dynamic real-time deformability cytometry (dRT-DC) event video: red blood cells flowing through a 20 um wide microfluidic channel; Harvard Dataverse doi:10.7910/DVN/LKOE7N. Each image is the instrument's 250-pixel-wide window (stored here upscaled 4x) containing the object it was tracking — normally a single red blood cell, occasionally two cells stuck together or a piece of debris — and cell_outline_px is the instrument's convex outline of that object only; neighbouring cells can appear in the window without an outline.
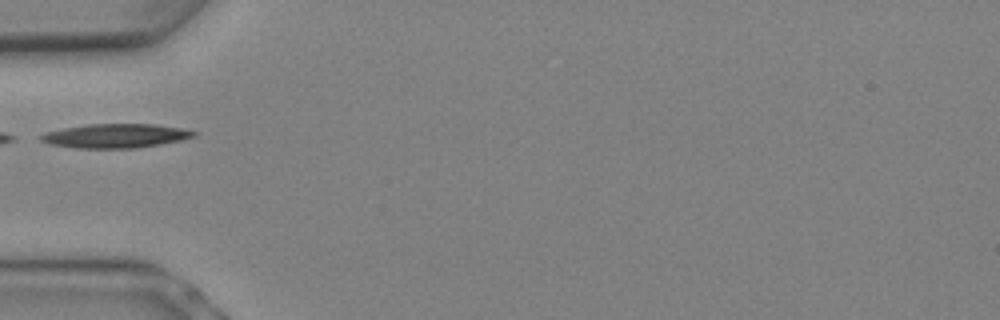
{"species": "Egyptian fruit bat (a non-hibernating species)", "species_latin": "Rousettus aegyptiacus", "temperature_condition": "warm", "stored_images_in_passage": 9, "camera_frame_rate_fps": 3000, "um_per_image_px": 0.085, "animal": {"sex": "female"}, "frame": {"image": 1, "passage_image": 7, "time_ms": 2.0, "image_size_px": [1000, 320], "cell_outline_px": [[200, 132], [196, 136], [180, 140], [160, 144], [136, 148], [76, 148], [48, 144], [40, 140], [40, 136], [44, 132], [64, 128], [88, 124], [152, 124], [180, 128]], "centroid_in_image_um": [9.81, 11.55], "position_along_channel_um": 75.2, "area_um2": 21.44}}
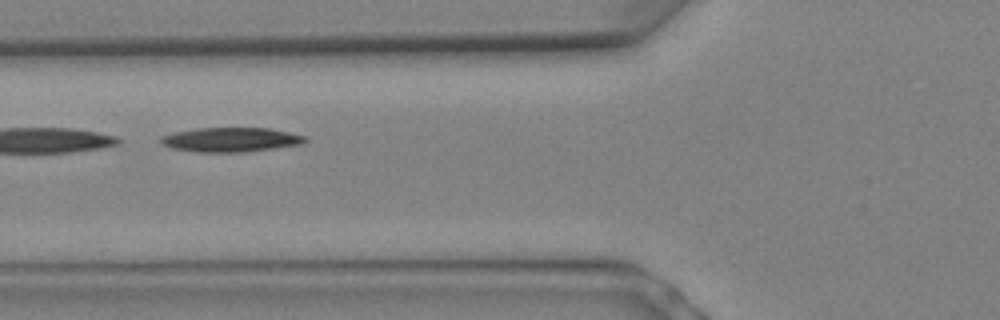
{"frame": {"image": 2, "passage_image": 8, "time_ms": 2.333, "image_size_px": [1000, 320], "cell_outline_px": [[308, 140], [304, 144], [248, 152], [196, 152], [172, 148], [160, 144], [160, 136], [176, 132], [196, 128], [268, 128], [288, 132], [304, 136]], "centroid_in_image_um": [19.62, 11.88], "position_along_channel_um": 106.2, "area_um2": 20.63}}